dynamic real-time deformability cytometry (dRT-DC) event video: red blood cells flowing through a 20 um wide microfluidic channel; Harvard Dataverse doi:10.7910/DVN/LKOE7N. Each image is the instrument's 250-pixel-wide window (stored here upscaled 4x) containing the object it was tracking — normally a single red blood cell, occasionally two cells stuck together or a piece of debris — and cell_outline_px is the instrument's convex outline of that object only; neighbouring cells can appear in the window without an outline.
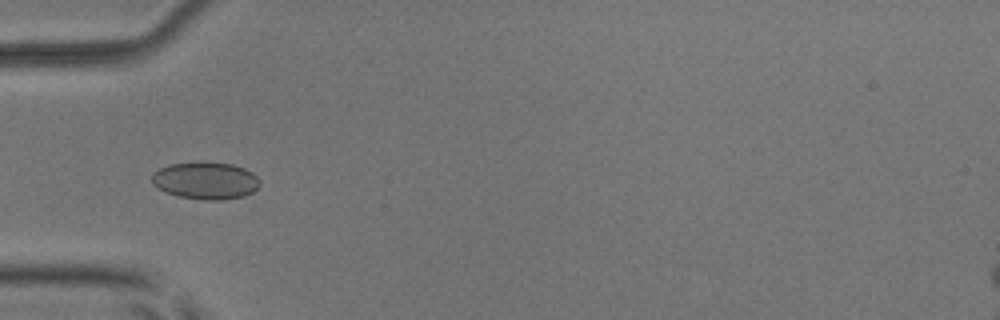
{"species": "common noctule bat (a hibernating species)", "species_latin": "Nyctalus noctula", "temperature_condition": "room temperature", "stored_images_in_passage": 9, "camera_frame_rate_fps": 3000, "um_per_image_px": 0.085, "animal": {"sex": "male", "body_mass_g": 17.9, "forearm_length_mm": 54.2}, "frame": {"image": 1, "passage_image": 3, "time_ms": 0.667, "image_size_px": [1000, 320], "cell_outline_px": [[260, 184], [252, 192], [244, 196], [224, 200], [208, 200], [180, 196], [164, 192], [152, 184], [152, 172], [160, 168], [172, 164], [204, 160], [232, 164], [244, 168], [252, 172], [260, 180]], "centroid_in_image_um": [17.47, 15.33], "position_along_channel_um": 67.5, "area_um2": 23.76}}